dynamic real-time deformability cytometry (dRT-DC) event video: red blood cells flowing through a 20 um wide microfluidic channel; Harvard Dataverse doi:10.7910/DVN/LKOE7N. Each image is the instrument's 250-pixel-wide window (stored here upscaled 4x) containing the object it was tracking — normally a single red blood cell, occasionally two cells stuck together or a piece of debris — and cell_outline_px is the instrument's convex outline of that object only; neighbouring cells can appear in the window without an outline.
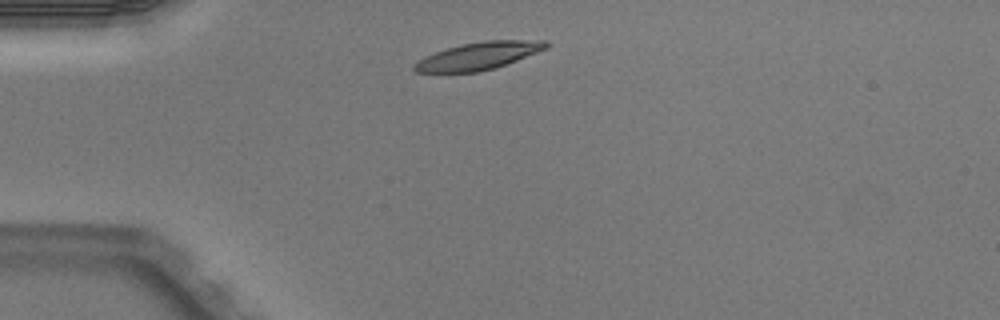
{"species": "Egyptian fruit bat (a non-hibernating species)", "species_latin": "Rousettus aegyptiacus", "temperature_condition": "warm", "stored_images_in_passage": 3, "camera_frame_rate_fps": 3000, "um_per_image_px": 0.085, "animal": {"sex": "male"}, "frame": {"image": 1, "passage_image": 1, "time_ms": 0.0, "image_size_px": [1000, 320], "cell_outline_px": [[552, 44], [548, 48], [516, 60], [492, 68], [476, 72], [416, 72], [412, 68], [412, 64], [424, 56], [460, 44], [484, 40], [544, 40]], "centroid_in_image_um": [40.67, 4.73], "position_along_channel_um": 44.3, "area_um2": 20.98}}